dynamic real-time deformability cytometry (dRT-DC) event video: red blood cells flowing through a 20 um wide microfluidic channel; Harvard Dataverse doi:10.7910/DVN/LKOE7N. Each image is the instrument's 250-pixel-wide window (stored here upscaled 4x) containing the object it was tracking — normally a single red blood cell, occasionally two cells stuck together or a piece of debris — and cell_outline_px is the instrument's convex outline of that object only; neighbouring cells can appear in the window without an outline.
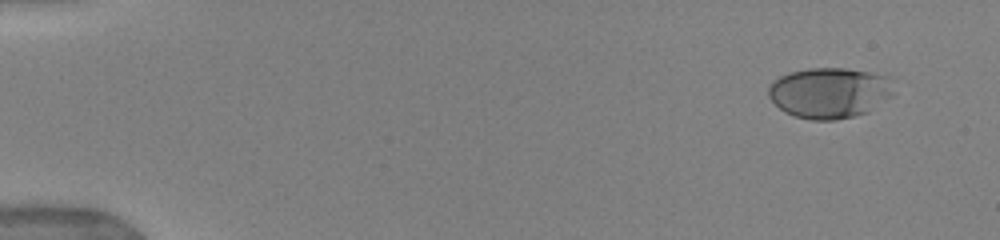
{"species": "human", "species_latin": "Homo sapiens", "temperature_condition": "warm", "stored_images_in_passage": 19, "camera_frame_rate_fps": 3000, "um_per_image_px": 0.085, "donor": {"sex": "female"}, "frame": {"image": 1, "passage_image": 1, "time_ms": 0.0, "image_size_px": [1000, 240], "cell_outline_px": [[892, 96], [868, 112], [836, 120], [812, 120], [792, 116], [784, 112], [768, 96], [768, 88], [780, 76], [788, 72], [808, 68], [844, 68], [868, 72], [884, 76]], "centroid_in_image_um": [70.43, 7.9], "position_along_channel_um": 14.6, "area_um2": 36.47}}